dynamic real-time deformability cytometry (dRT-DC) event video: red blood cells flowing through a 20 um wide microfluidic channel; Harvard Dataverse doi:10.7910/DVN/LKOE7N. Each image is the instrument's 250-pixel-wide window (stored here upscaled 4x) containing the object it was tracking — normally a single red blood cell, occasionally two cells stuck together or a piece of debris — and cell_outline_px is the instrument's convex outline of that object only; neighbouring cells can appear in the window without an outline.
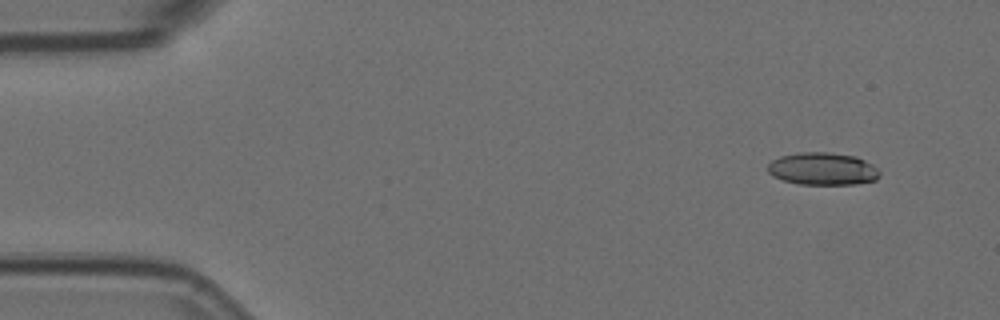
{"species": "Egyptian fruit bat (a non-hibernating species)", "species_latin": "Rousettus aegyptiacus", "temperature_condition": "room temperature", "stored_images_in_passage": 5, "segment_of_instrument_passage": [1, 2], "camera_frame_rate_fps": 3000, "um_per_image_px": 0.085, "animal": {"sex": "female"}, "frame": {"image": 1, "passage_image": 1, "time_ms": 0.0, "image_size_px": [1000, 320], "cell_outline_px": [[880, 176], [876, 180], [852, 184], [800, 184], [784, 180], [772, 176], [768, 172], [768, 164], [772, 160], [780, 156], [800, 152], [828, 152], [856, 156], [872, 164], [880, 172]], "centroid_in_image_um": [69.92, 14.34], "position_along_channel_um": 15.1, "area_um2": 21.15}}